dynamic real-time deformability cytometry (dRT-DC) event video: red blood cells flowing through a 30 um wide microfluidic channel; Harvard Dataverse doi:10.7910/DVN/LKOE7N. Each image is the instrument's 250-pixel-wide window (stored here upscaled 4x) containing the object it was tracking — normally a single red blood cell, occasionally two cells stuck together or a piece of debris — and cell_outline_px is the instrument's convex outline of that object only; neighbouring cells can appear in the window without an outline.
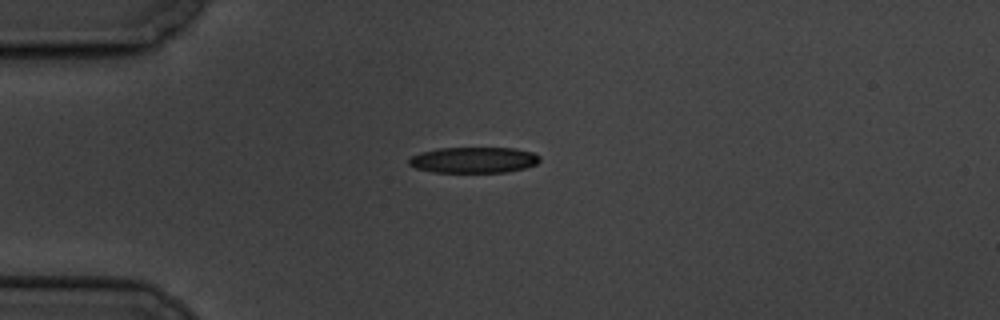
{"species": "common noctule bat (a hibernating species)", "species_latin": "Nyctalus noctula", "temperature_condition": "cold", "stored_images_in_passage": 7, "camera_frame_rate_fps": 3000, "um_per_image_px": 0.085, "animal": {"sex": "male", "body_mass_g": 19.5, "forearm_length_mm": 54.6}, "frame": {"image": 1, "passage_image": 1, "time_ms": 0.0, "image_size_px": [1000, 320], "cell_outline_px": [[540, 160], [536, 164], [524, 168], [504, 172], [432, 172], [416, 168], [408, 164], [408, 160], [412, 156], [420, 152], [436, 148], [516, 148], [532, 152], [540, 156]], "centroid_in_image_um": [40.24, 13.59], "position_along_channel_um": 44.8, "area_um2": 19.77}}
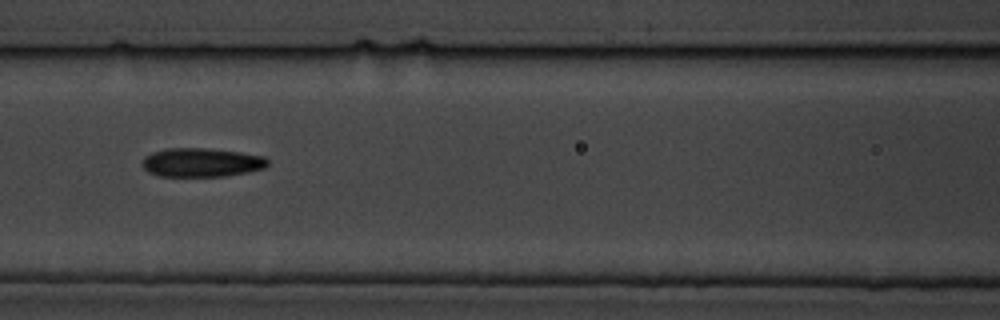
{"frame": {"image": 2, "passage_image": 4, "time_ms": 3.667, "image_size_px": [1000, 320], "cell_outline_px": [[268, 164], [264, 168], [248, 172], [224, 176], [160, 176], [148, 172], [144, 168], [144, 156], [152, 152], [168, 148], [208, 148], [240, 152], [264, 156], [268, 160]], "centroid_in_image_um": [17.14, 13.8], "position_along_channel_um": 149.5, "area_um2": 21.04}}
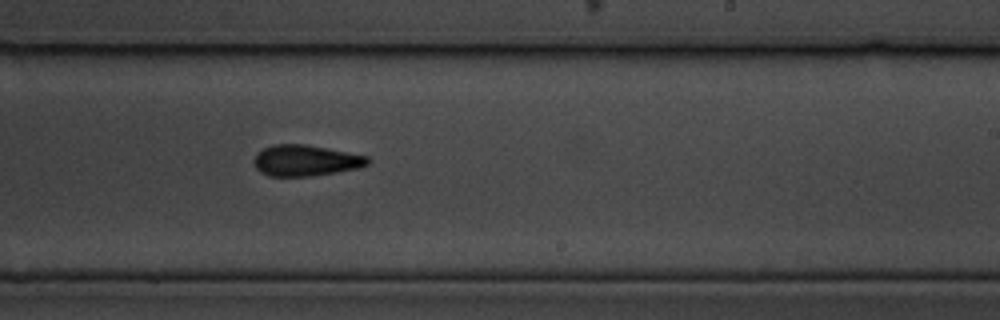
{"frame": {"image": 3, "passage_image": 7, "time_ms": 7.0, "image_size_px": [1000, 320], "cell_outline_px": [[372, 160], [368, 164], [360, 168], [312, 176], [268, 176], [260, 172], [256, 168], [252, 160], [256, 152], [272, 144], [304, 144], [368, 156]], "centroid_in_image_um": [25.95, 13.64], "position_along_channel_um": 263.0, "area_um2": 20.75}}